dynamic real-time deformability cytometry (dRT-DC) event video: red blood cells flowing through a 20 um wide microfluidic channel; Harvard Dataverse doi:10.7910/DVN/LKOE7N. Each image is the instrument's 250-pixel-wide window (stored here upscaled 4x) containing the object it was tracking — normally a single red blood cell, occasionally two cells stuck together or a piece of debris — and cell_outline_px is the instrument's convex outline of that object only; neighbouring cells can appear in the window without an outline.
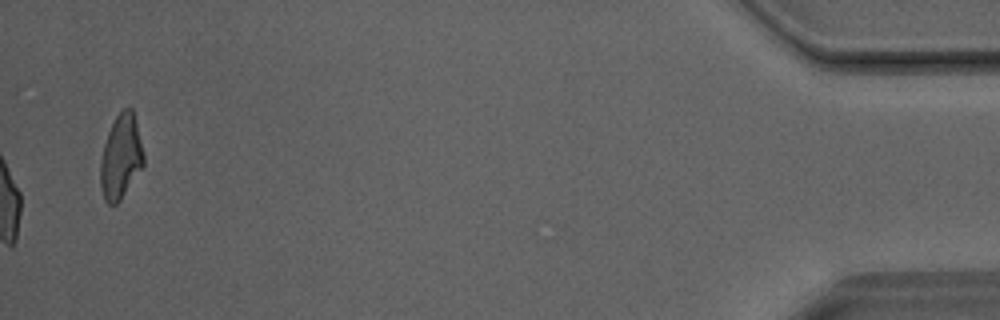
{"species": "Egyptian fruit bat (a non-hibernating species)", "species_latin": "Rousettus aegyptiacus", "temperature_condition": "room temperature", "stored_images_in_passage": 28, "camera_frame_rate_fps": 3000, "um_per_image_px": 0.085, "animal": {"sex": "male"}, "frame": {"image": 1, "passage_image": 28, "time_ms": 9.0, "image_size_px": [1000, 320], "cell_outline_px": [[144, 164], [120, 200], [116, 204], [108, 204], [104, 200], [100, 184], [100, 160], [104, 144], [108, 132], [116, 116], [124, 108], [132, 108], [144, 156]], "centroid_in_image_um": [10.25, 13.35], "position_along_channel_um": 425.0, "area_um2": 20.87}}